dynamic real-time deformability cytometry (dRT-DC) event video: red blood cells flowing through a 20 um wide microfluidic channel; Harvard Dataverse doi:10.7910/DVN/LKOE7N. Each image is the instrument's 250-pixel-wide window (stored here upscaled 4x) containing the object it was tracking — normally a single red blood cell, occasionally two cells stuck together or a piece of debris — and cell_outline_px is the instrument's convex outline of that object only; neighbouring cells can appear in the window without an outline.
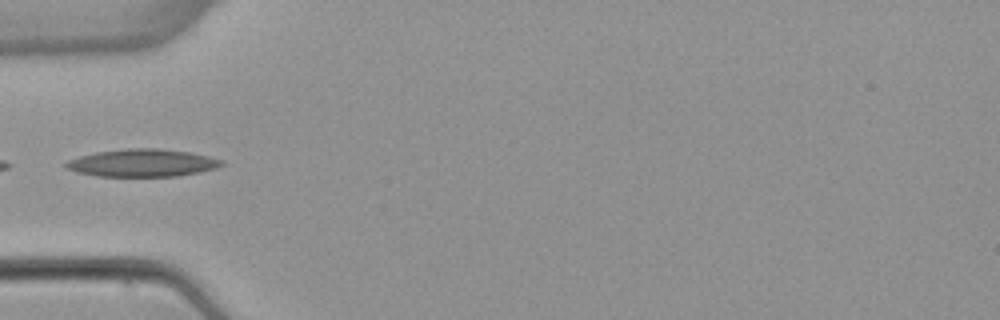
{"species": "common noctule bat (a hibernating species)", "species_latin": "Nyctalus noctula", "temperature_condition": "warm", "stored_images_in_passage": 4, "camera_frame_rate_fps": 3000, "um_per_image_px": 0.085, "animal": {"sex": "female", "body_mass_g": 22.7, "forearm_length_mm": 54.2}, "frame": {"image": 1, "passage_image": 4, "time_ms": 3.333, "image_size_px": [1000, 320], "cell_outline_px": [[224, 164], [216, 168], [200, 172], [176, 176], [96, 176], [76, 172], [64, 168], [64, 164], [68, 160], [80, 156], [96, 152], [128, 148], [160, 148], [188, 152], [208, 156], [224, 160]], "centroid_in_image_um": [12.09, 13.85], "position_along_channel_um": 72.9, "area_um2": 25.09}}